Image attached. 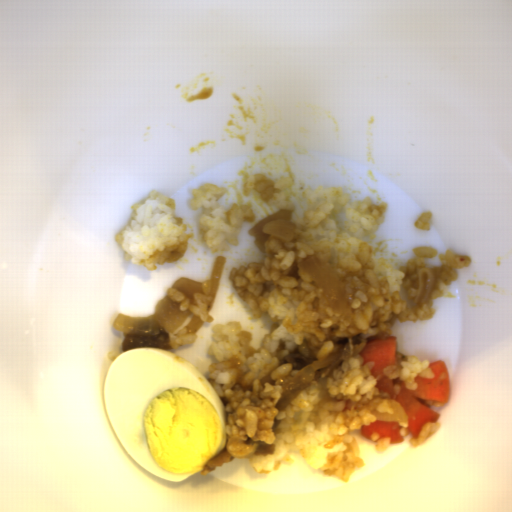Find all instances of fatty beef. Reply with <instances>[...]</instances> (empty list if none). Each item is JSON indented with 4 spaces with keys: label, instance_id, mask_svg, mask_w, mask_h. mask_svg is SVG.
Returning <instances> with one entry per match:
<instances>
[{
    "label": "fatty beef",
    "instance_id": "1bbc456c",
    "mask_svg": "<svg viewBox=\"0 0 512 512\" xmlns=\"http://www.w3.org/2000/svg\"><path fill=\"white\" fill-rule=\"evenodd\" d=\"M170 332L162 331L159 335H134L127 334L121 343L122 352L129 351L136 347H153L164 350H173L170 345Z\"/></svg>",
    "mask_w": 512,
    "mask_h": 512
},
{
    "label": "fatty beef",
    "instance_id": "5ad873be",
    "mask_svg": "<svg viewBox=\"0 0 512 512\" xmlns=\"http://www.w3.org/2000/svg\"><path fill=\"white\" fill-rule=\"evenodd\" d=\"M245 187L247 190H256L260 194L261 200L265 202L272 200L276 193L272 179L260 173L249 176Z\"/></svg>",
    "mask_w": 512,
    "mask_h": 512
},
{
    "label": "fatty beef",
    "instance_id": "51303b74",
    "mask_svg": "<svg viewBox=\"0 0 512 512\" xmlns=\"http://www.w3.org/2000/svg\"><path fill=\"white\" fill-rule=\"evenodd\" d=\"M232 459H234V457L230 454L227 448H224L223 451L218 453L203 466V469H201V473L202 475H206L215 470L216 467L221 468L223 466V463L231 462Z\"/></svg>",
    "mask_w": 512,
    "mask_h": 512
},
{
    "label": "fatty beef",
    "instance_id": "8fa450e3",
    "mask_svg": "<svg viewBox=\"0 0 512 512\" xmlns=\"http://www.w3.org/2000/svg\"><path fill=\"white\" fill-rule=\"evenodd\" d=\"M354 355V346L344 344L333 356L318 360L306 357L303 353H289L281 358V362L290 363L297 373L282 387L281 395L275 408L283 410L310 384L327 378L346 360Z\"/></svg>",
    "mask_w": 512,
    "mask_h": 512
}]
</instances>
